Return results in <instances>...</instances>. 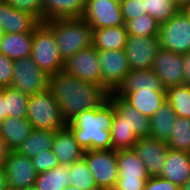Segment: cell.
<instances>
[{"mask_svg": "<svg viewBox=\"0 0 190 190\" xmlns=\"http://www.w3.org/2000/svg\"><path fill=\"white\" fill-rule=\"evenodd\" d=\"M48 90L66 123L81 112L100 107L109 95L103 86L80 80L64 71L49 75Z\"/></svg>", "mask_w": 190, "mask_h": 190, "instance_id": "obj_1", "label": "cell"}, {"mask_svg": "<svg viewBox=\"0 0 190 190\" xmlns=\"http://www.w3.org/2000/svg\"><path fill=\"white\" fill-rule=\"evenodd\" d=\"M114 111L113 104L107 100L100 107L77 114L67 123L76 142L84 151L112 149L111 128Z\"/></svg>", "mask_w": 190, "mask_h": 190, "instance_id": "obj_2", "label": "cell"}, {"mask_svg": "<svg viewBox=\"0 0 190 190\" xmlns=\"http://www.w3.org/2000/svg\"><path fill=\"white\" fill-rule=\"evenodd\" d=\"M44 24L52 31L64 62L92 45L93 29L83 18L53 19Z\"/></svg>", "mask_w": 190, "mask_h": 190, "instance_id": "obj_3", "label": "cell"}, {"mask_svg": "<svg viewBox=\"0 0 190 190\" xmlns=\"http://www.w3.org/2000/svg\"><path fill=\"white\" fill-rule=\"evenodd\" d=\"M27 120L33 129L58 131L67 126L60 107L48 89L30 95L28 100Z\"/></svg>", "mask_w": 190, "mask_h": 190, "instance_id": "obj_4", "label": "cell"}, {"mask_svg": "<svg viewBox=\"0 0 190 190\" xmlns=\"http://www.w3.org/2000/svg\"><path fill=\"white\" fill-rule=\"evenodd\" d=\"M32 59L48 75L63 71L64 61L52 31L41 23L33 32Z\"/></svg>", "mask_w": 190, "mask_h": 190, "instance_id": "obj_5", "label": "cell"}, {"mask_svg": "<svg viewBox=\"0 0 190 190\" xmlns=\"http://www.w3.org/2000/svg\"><path fill=\"white\" fill-rule=\"evenodd\" d=\"M83 159L94 177L97 188L113 190L119 174L116 151L88 149L84 151Z\"/></svg>", "mask_w": 190, "mask_h": 190, "instance_id": "obj_6", "label": "cell"}, {"mask_svg": "<svg viewBox=\"0 0 190 190\" xmlns=\"http://www.w3.org/2000/svg\"><path fill=\"white\" fill-rule=\"evenodd\" d=\"M159 46L162 49L185 54L190 51V19L179 10L168 21L160 24Z\"/></svg>", "mask_w": 190, "mask_h": 190, "instance_id": "obj_7", "label": "cell"}, {"mask_svg": "<svg viewBox=\"0 0 190 190\" xmlns=\"http://www.w3.org/2000/svg\"><path fill=\"white\" fill-rule=\"evenodd\" d=\"M49 75L41 70L31 56L14 61L10 87L33 95L48 89Z\"/></svg>", "mask_w": 190, "mask_h": 190, "instance_id": "obj_8", "label": "cell"}, {"mask_svg": "<svg viewBox=\"0 0 190 190\" xmlns=\"http://www.w3.org/2000/svg\"><path fill=\"white\" fill-rule=\"evenodd\" d=\"M81 18L92 29L125 25L120 2L116 0H86Z\"/></svg>", "mask_w": 190, "mask_h": 190, "instance_id": "obj_9", "label": "cell"}, {"mask_svg": "<svg viewBox=\"0 0 190 190\" xmlns=\"http://www.w3.org/2000/svg\"><path fill=\"white\" fill-rule=\"evenodd\" d=\"M63 71L80 80L101 85L98 50L93 45L80 50L64 62Z\"/></svg>", "mask_w": 190, "mask_h": 190, "instance_id": "obj_10", "label": "cell"}, {"mask_svg": "<svg viewBox=\"0 0 190 190\" xmlns=\"http://www.w3.org/2000/svg\"><path fill=\"white\" fill-rule=\"evenodd\" d=\"M101 68V86L109 93L113 92L130 72L127 56L122 50H98Z\"/></svg>", "mask_w": 190, "mask_h": 190, "instance_id": "obj_11", "label": "cell"}, {"mask_svg": "<svg viewBox=\"0 0 190 190\" xmlns=\"http://www.w3.org/2000/svg\"><path fill=\"white\" fill-rule=\"evenodd\" d=\"M159 48L158 36L128 35L124 51L130 70L151 69Z\"/></svg>", "mask_w": 190, "mask_h": 190, "instance_id": "obj_12", "label": "cell"}, {"mask_svg": "<svg viewBox=\"0 0 190 190\" xmlns=\"http://www.w3.org/2000/svg\"><path fill=\"white\" fill-rule=\"evenodd\" d=\"M7 187L22 190L34 186L37 172L29 157L10 151L4 163Z\"/></svg>", "mask_w": 190, "mask_h": 190, "instance_id": "obj_13", "label": "cell"}, {"mask_svg": "<svg viewBox=\"0 0 190 190\" xmlns=\"http://www.w3.org/2000/svg\"><path fill=\"white\" fill-rule=\"evenodd\" d=\"M151 69L160 78L166 90L183 84L182 54L159 48Z\"/></svg>", "mask_w": 190, "mask_h": 190, "instance_id": "obj_14", "label": "cell"}, {"mask_svg": "<svg viewBox=\"0 0 190 190\" xmlns=\"http://www.w3.org/2000/svg\"><path fill=\"white\" fill-rule=\"evenodd\" d=\"M108 100L113 104L115 109L113 124H125L138 138L149 137L150 118L142 115L122 97H117L112 92L109 93Z\"/></svg>", "mask_w": 190, "mask_h": 190, "instance_id": "obj_15", "label": "cell"}, {"mask_svg": "<svg viewBox=\"0 0 190 190\" xmlns=\"http://www.w3.org/2000/svg\"><path fill=\"white\" fill-rule=\"evenodd\" d=\"M133 149L144 162L148 175L159 176L169 149L167 142L150 137L139 138Z\"/></svg>", "mask_w": 190, "mask_h": 190, "instance_id": "obj_16", "label": "cell"}, {"mask_svg": "<svg viewBox=\"0 0 190 190\" xmlns=\"http://www.w3.org/2000/svg\"><path fill=\"white\" fill-rule=\"evenodd\" d=\"M42 22L32 13L17 10L5 0H0L1 33H29Z\"/></svg>", "mask_w": 190, "mask_h": 190, "instance_id": "obj_17", "label": "cell"}, {"mask_svg": "<svg viewBox=\"0 0 190 190\" xmlns=\"http://www.w3.org/2000/svg\"><path fill=\"white\" fill-rule=\"evenodd\" d=\"M141 90L166 91L162 81L152 69H146L130 70L112 93L117 97H123L126 93Z\"/></svg>", "mask_w": 190, "mask_h": 190, "instance_id": "obj_18", "label": "cell"}, {"mask_svg": "<svg viewBox=\"0 0 190 190\" xmlns=\"http://www.w3.org/2000/svg\"><path fill=\"white\" fill-rule=\"evenodd\" d=\"M159 177L181 187L190 178V153L168 149Z\"/></svg>", "mask_w": 190, "mask_h": 190, "instance_id": "obj_19", "label": "cell"}, {"mask_svg": "<svg viewBox=\"0 0 190 190\" xmlns=\"http://www.w3.org/2000/svg\"><path fill=\"white\" fill-rule=\"evenodd\" d=\"M52 152L62 165H71L83 158L84 150L76 142L71 130L65 128L56 131V136L51 148Z\"/></svg>", "mask_w": 190, "mask_h": 190, "instance_id": "obj_20", "label": "cell"}, {"mask_svg": "<svg viewBox=\"0 0 190 190\" xmlns=\"http://www.w3.org/2000/svg\"><path fill=\"white\" fill-rule=\"evenodd\" d=\"M86 0H43L42 23L53 19L81 18Z\"/></svg>", "mask_w": 190, "mask_h": 190, "instance_id": "obj_21", "label": "cell"}, {"mask_svg": "<svg viewBox=\"0 0 190 190\" xmlns=\"http://www.w3.org/2000/svg\"><path fill=\"white\" fill-rule=\"evenodd\" d=\"M122 98L148 118H151L167 101L166 91L141 90L126 93Z\"/></svg>", "mask_w": 190, "mask_h": 190, "instance_id": "obj_22", "label": "cell"}, {"mask_svg": "<svg viewBox=\"0 0 190 190\" xmlns=\"http://www.w3.org/2000/svg\"><path fill=\"white\" fill-rule=\"evenodd\" d=\"M33 32L2 33L0 37V53L13 61L31 56Z\"/></svg>", "mask_w": 190, "mask_h": 190, "instance_id": "obj_23", "label": "cell"}, {"mask_svg": "<svg viewBox=\"0 0 190 190\" xmlns=\"http://www.w3.org/2000/svg\"><path fill=\"white\" fill-rule=\"evenodd\" d=\"M32 130V124L27 118L7 117L1 122L0 136L10 151H16Z\"/></svg>", "mask_w": 190, "mask_h": 190, "instance_id": "obj_24", "label": "cell"}, {"mask_svg": "<svg viewBox=\"0 0 190 190\" xmlns=\"http://www.w3.org/2000/svg\"><path fill=\"white\" fill-rule=\"evenodd\" d=\"M118 164V179L138 180L149 179L144 162L134 149L116 151Z\"/></svg>", "mask_w": 190, "mask_h": 190, "instance_id": "obj_25", "label": "cell"}, {"mask_svg": "<svg viewBox=\"0 0 190 190\" xmlns=\"http://www.w3.org/2000/svg\"><path fill=\"white\" fill-rule=\"evenodd\" d=\"M125 25L93 29L92 45L99 51L122 50L127 41Z\"/></svg>", "mask_w": 190, "mask_h": 190, "instance_id": "obj_26", "label": "cell"}, {"mask_svg": "<svg viewBox=\"0 0 190 190\" xmlns=\"http://www.w3.org/2000/svg\"><path fill=\"white\" fill-rule=\"evenodd\" d=\"M176 113L172 106L166 101L161 108L150 118L149 137L159 141L167 142L173 133V125Z\"/></svg>", "mask_w": 190, "mask_h": 190, "instance_id": "obj_27", "label": "cell"}, {"mask_svg": "<svg viewBox=\"0 0 190 190\" xmlns=\"http://www.w3.org/2000/svg\"><path fill=\"white\" fill-rule=\"evenodd\" d=\"M55 136V131L33 129L16 151L32 159L37 154L51 149Z\"/></svg>", "mask_w": 190, "mask_h": 190, "instance_id": "obj_28", "label": "cell"}, {"mask_svg": "<svg viewBox=\"0 0 190 190\" xmlns=\"http://www.w3.org/2000/svg\"><path fill=\"white\" fill-rule=\"evenodd\" d=\"M71 182L69 165L59 164L49 171L37 174L34 187L36 190H63Z\"/></svg>", "mask_w": 190, "mask_h": 190, "instance_id": "obj_29", "label": "cell"}, {"mask_svg": "<svg viewBox=\"0 0 190 190\" xmlns=\"http://www.w3.org/2000/svg\"><path fill=\"white\" fill-rule=\"evenodd\" d=\"M0 91L5 95L6 118H27L30 95L10 86L0 88Z\"/></svg>", "mask_w": 190, "mask_h": 190, "instance_id": "obj_30", "label": "cell"}, {"mask_svg": "<svg viewBox=\"0 0 190 190\" xmlns=\"http://www.w3.org/2000/svg\"><path fill=\"white\" fill-rule=\"evenodd\" d=\"M167 102L176 116L190 119V85H178L166 90Z\"/></svg>", "mask_w": 190, "mask_h": 190, "instance_id": "obj_31", "label": "cell"}, {"mask_svg": "<svg viewBox=\"0 0 190 190\" xmlns=\"http://www.w3.org/2000/svg\"><path fill=\"white\" fill-rule=\"evenodd\" d=\"M172 130L167 141L168 147L190 153V119L176 116Z\"/></svg>", "mask_w": 190, "mask_h": 190, "instance_id": "obj_32", "label": "cell"}, {"mask_svg": "<svg viewBox=\"0 0 190 190\" xmlns=\"http://www.w3.org/2000/svg\"><path fill=\"white\" fill-rule=\"evenodd\" d=\"M71 185L80 190H97L94 177L89 171L85 160L82 158L69 165Z\"/></svg>", "mask_w": 190, "mask_h": 190, "instance_id": "obj_33", "label": "cell"}, {"mask_svg": "<svg viewBox=\"0 0 190 190\" xmlns=\"http://www.w3.org/2000/svg\"><path fill=\"white\" fill-rule=\"evenodd\" d=\"M128 35L152 37L158 36L160 23L148 14L134 18L125 23Z\"/></svg>", "mask_w": 190, "mask_h": 190, "instance_id": "obj_34", "label": "cell"}, {"mask_svg": "<svg viewBox=\"0 0 190 190\" xmlns=\"http://www.w3.org/2000/svg\"><path fill=\"white\" fill-rule=\"evenodd\" d=\"M144 5L146 14L160 24L168 21L180 10L173 0H144Z\"/></svg>", "mask_w": 190, "mask_h": 190, "instance_id": "obj_35", "label": "cell"}, {"mask_svg": "<svg viewBox=\"0 0 190 190\" xmlns=\"http://www.w3.org/2000/svg\"><path fill=\"white\" fill-rule=\"evenodd\" d=\"M139 138L125 124H113L111 142L114 151L133 149Z\"/></svg>", "mask_w": 190, "mask_h": 190, "instance_id": "obj_36", "label": "cell"}, {"mask_svg": "<svg viewBox=\"0 0 190 190\" xmlns=\"http://www.w3.org/2000/svg\"><path fill=\"white\" fill-rule=\"evenodd\" d=\"M31 160L37 174L49 171L59 165V161L51 149L37 154Z\"/></svg>", "mask_w": 190, "mask_h": 190, "instance_id": "obj_37", "label": "cell"}, {"mask_svg": "<svg viewBox=\"0 0 190 190\" xmlns=\"http://www.w3.org/2000/svg\"><path fill=\"white\" fill-rule=\"evenodd\" d=\"M120 7L125 23L146 14L144 0H125Z\"/></svg>", "mask_w": 190, "mask_h": 190, "instance_id": "obj_38", "label": "cell"}, {"mask_svg": "<svg viewBox=\"0 0 190 190\" xmlns=\"http://www.w3.org/2000/svg\"><path fill=\"white\" fill-rule=\"evenodd\" d=\"M13 8L34 14L42 22L43 0H5Z\"/></svg>", "mask_w": 190, "mask_h": 190, "instance_id": "obj_39", "label": "cell"}, {"mask_svg": "<svg viewBox=\"0 0 190 190\" xmlns=\"http://www.w3.org/2000/svg\"><path fill=\"white\" fill-rule=\"evenodd\" d=\"M14 61L0 53V88L10 86L13 77Z\"/></svg>", "mask_w": 190, "mask_h": 190, "instance_id": "obj_40", "label": "cell"}, {"mask_svg": "<svg viewBox=\"0 0 190 190\" xmlns=\"http://www.w3.org/2000/svg\"><path fill=\"white\" fill-rule=\"evenodd\" d=\"M145 190H180V187L159 176H152L147 180Z\"/></svg>", "mask_w": 190, "mask_h": 190, "instance_id": "obj_41", "label": "cell"}, {"mask_svg": "<svg viewBox=\"0 0 190 190\" xmlns=\"http://www.w3.org/2000/svg\"><path fill=\"white\" fill-rule=\"evenodd\" d=\"M148 179L125 180L118 179L113 190H145Z\"/></svg>", "mask_w": 190, "mask_h": 190, "instance_id": "obj_42", "label": "cell"}, {"mask_svg": "<svg viewBox=\"0 0 190 190\" xmlns=\"http://www.w3.org/2000/svg\"><path fill=\"white\" fill-rule=\"evenodd\" d=\"M183 62V84L190 85V51L182 55Z\"/></svg>", "mask_w": 190, "mask_h": 190, "instance_id": "obj_43", "label": "cell"}, {"mask_svg": "<svg viewBox=\"0 0 190 190\" xmlns=\"http://www.w3.org/2000/svg\"><path fill=\"white\" fill-rule=\"evenodd\" d=\"M10 150L8 149L6 142L0 136V169H4V163L7 156L9 155Z\"/></svg>", "mask_w": 190, "mask_h": 190, "instance_id": "obj_44", "label": "cell"}, {"mask_svg": "<svg viewBox=\"0 0 190 190\" xmlns=\"http://www.w3.org/2000/svg\"><path fill=\"white\" fill-rule=\"evenodd\" d=\"M6 118L5 95L0 91V121Z\"/></svg>", "mask_w": 190, "mask_h": 190, "instance_id": "obj_45", "label": "cell"}, {"mask_svg": "<svg viewBox=\"0 0 190 190\" xmlns=\"http://www.w3.org/2000/svg\"><path fill=\"white\" fill-rule=\"evenodd\" d=\"M7 188V180L4 169H0V190Z\"/></svg>", "mask_w": 190, "mask_h": 190, "instance_id": "obj_46", "label": "cell"}, {"mask_svg": "<svg viewBox=\"0 0 190 190\" xmlns=\"http://www.w3.org/2000/svg\"><path fill=\"white\" fill-rule=\"evenodd\" d=\"M180 10L183 12V14L190 19V2L186 3Z\"/></svg>", "mask_w": 190, "mask_h": 190, "instance_id": "obj_47", "label": "cell"}, {"mask_svg": "<svg viewBox=\"0 0 190 190\" xmlns=\"http://www.w3.org/2000/svg\"><path fill=\"white\" fill-rule=\"evenodd\" d=\"M175 4L179 7L182 8L186 3H189L190 0H173Z\"/></svg>", "mask_w": 190, "mask_h": 190, "instance_id": "obj_48", "label": "cell"}, {"mask_svg": "<svg viewBox=\"0 0 190 190\" xmlns=\"http://www.w3.org/2000/svg\"><path fill=\"white\" fill-rule=\"evenodd\" d=\"M180 190H190V178L180 187Z\"/></svg>", "mask_w": 190, "mask_h": 190, "instance_id": "obj_49", "label": "cell"}, {"mask_svg": "<svg viewBox=\"0 0 190 190\" xmlns=\"http://www.w3.org/2000/svg\"><path fill=\"white\" fill-rule=\"evenodd\" d=\"M63 190H80L77 187H74L72 185L66 186Z\"/></svg>", "mask_w": 190, "mask_h": 190, "instance_id": "obj_50", "label": "cell"}, {"mask_svg": "<svg viewBox=\"0 0 190 190\" xmlns=\"http://www.w3.org/2000/svg\"><path fill=\"white\" fill-rule=\"evenodd\" d=\"M22 190H36L35 187H30V188H26V189H22Z\"/></svg>", "mask_w": 190, "mask_h": 190, "instance_id": "obj_51", "label": "cell"}, {"mask_svg": "<svg viewBox=\"0 0 190 190\" xmlns=\"http://www.w3.org/2000/svg\"><path fill=\"white\" fill-rule=\"evenodd\" d=\"M4 190H14V189H11V188H8V187H7V188H5Z\"/></svg>", "mask_w": 190, "mask_h": 190, "instance_id": "obj_52", "label": "cell"}, {"mask_svg": "<svg viewBox=\"0 0 190 190\" xmlns=\"http://www.w3.org/2000/svg\"><path fill=\"white\" fill-rule=\"evenodd\" d=\"M116 1L121 3V2H123V1H125V0H116Z\"/></svg>", "mask_w": 190, "mask_h": 190, "instance_id": "obj_53", "label": "cell"}]
</instances>
